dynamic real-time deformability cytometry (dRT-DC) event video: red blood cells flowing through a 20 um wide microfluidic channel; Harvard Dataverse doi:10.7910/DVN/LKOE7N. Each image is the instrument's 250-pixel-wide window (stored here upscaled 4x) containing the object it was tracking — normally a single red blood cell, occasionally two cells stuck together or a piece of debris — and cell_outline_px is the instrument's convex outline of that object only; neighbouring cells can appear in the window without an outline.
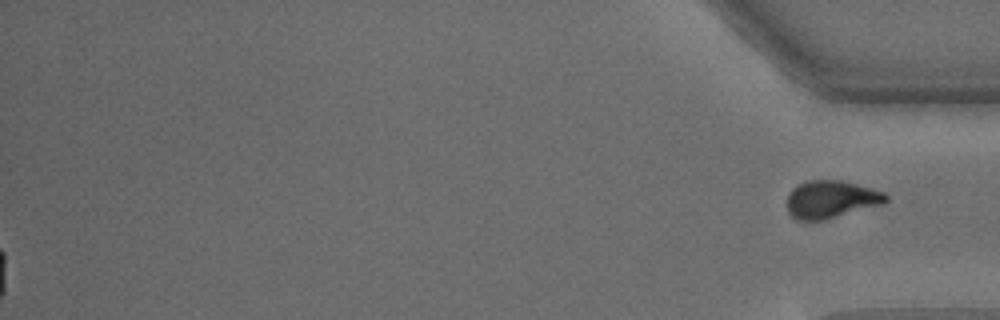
{"species": "common noctule bat (a hibernating species)", "species_latin": "Nyctalus noctula", "temperature_condition": "warm", "stored_images_in_passage": 52, "segment_of_instrument_passage": [2, 2], "camera_frame_rate_fps": 3000, "um_per_image_px": 0.085, "animal": {"sex": "male", "body_mass_g": 15.6}, "frame": {"image": 1, "passage_image": 52, "time_ms": 17.0, "image_size_px": [1000, 320], "cell_outline_px": [[888, 200], [884, 204], [824, 220], [796, 220], [788, 212], [788, 192], [796, 184], [804, 180], [840, 180], [872, 188], [884, 192], [888, 196]], "centroid_in_image_um": [70.63, 16.93], "position_along_channel_um": 364.6, "area_um2": 21.91}}